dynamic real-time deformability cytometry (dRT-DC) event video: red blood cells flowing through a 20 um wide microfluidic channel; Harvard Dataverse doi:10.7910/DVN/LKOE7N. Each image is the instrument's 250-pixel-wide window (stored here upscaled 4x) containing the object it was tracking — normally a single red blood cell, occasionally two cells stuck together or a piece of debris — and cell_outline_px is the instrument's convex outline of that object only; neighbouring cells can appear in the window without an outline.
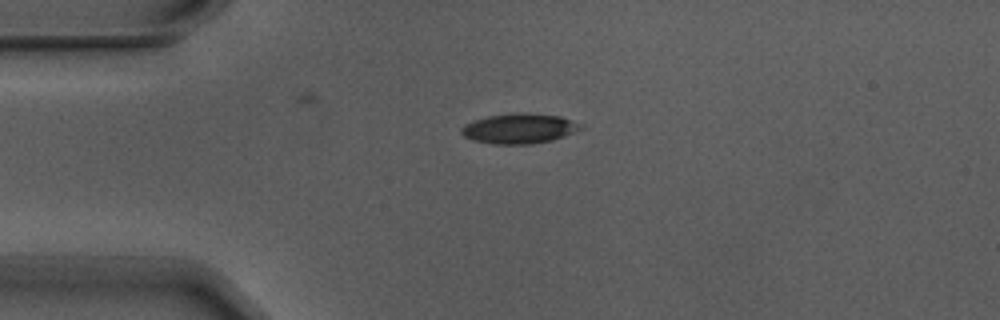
{"species": "Egyptian fruit bat (a non-hibernating species)", "species_latin": "Rousettus aegyptiacus", "temperature_condition": "warm", "stored_images_in_passage": 2, "camera_frame_rate_fps": 3000, "um_per_image_px": 0.085, "animal": {"sex": "male"}, "frame": {"image": 1, "passage_image": 1, "time_ms": 0.0, "image_size_px": [1000, 320], "cell_outline_px": [[584, 128], [564, 136], [552, 140], [528, 144], [492, 144], [472, 140], [464, 136], [460, 132], [460, 128], [464, 124], [488, 116], [560, 116], [584, 124]], "centroid_in_image_um": [44.13, 10.98], "position_along_channel_um": 40.9, "area_um2": 19.88}}